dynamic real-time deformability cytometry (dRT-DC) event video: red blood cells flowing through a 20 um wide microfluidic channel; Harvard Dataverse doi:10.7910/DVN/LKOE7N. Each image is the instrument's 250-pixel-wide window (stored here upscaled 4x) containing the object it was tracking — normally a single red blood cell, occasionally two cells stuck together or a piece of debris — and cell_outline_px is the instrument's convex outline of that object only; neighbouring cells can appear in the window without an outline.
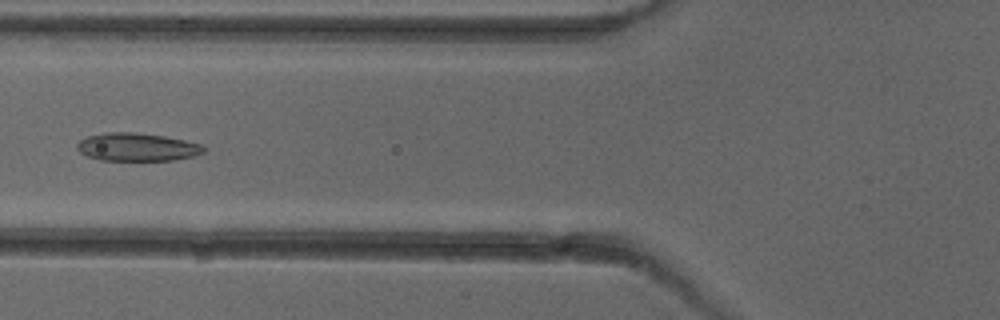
{"species": "common noctule bat (a hibernating species)", "species_latin": "Nyctalus noctula", "temperature_condition": "cold", "stored_images_in_passage": 6, "camera_frame_rate_fps": 3000, "um_per_image_px": 0.085, "animal": {"sex": "female"}, "frame": {"image": 1, "passage_image": 6, "time_ms": 6.667, "image_size_px": [1000, 320], "cell_outline_px": [[204, 152], [192, 156], [172, 160], [100, 160], [88, 156], [80, 152], [76, 148], [76, 144], [80, 140], [88, 136], [104, 132], [136, 132], [164, 136], [204, 144]], "centroid_in_image_um": [11.63, 12.49], "position_along_channel_um": 114.2, "area_um2": 20.69}}